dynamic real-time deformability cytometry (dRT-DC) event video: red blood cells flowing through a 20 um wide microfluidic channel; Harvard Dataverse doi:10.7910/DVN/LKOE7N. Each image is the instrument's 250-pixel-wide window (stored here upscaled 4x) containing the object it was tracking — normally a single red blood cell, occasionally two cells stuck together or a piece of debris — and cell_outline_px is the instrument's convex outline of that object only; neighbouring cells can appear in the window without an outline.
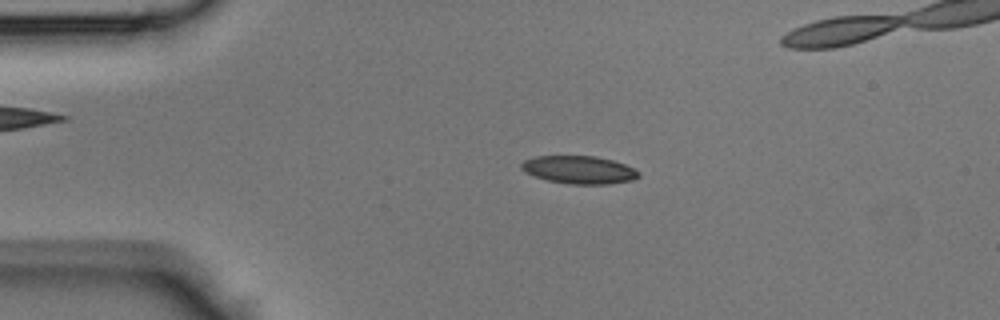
{"species": "Egyptian fruit bat (a non-hibernating species)", "species_latin": "Rousettus aegyptiacus", "temperature_condition": "room temperature", "stored_images_in_passage": 44, "camera_frame_rate_fps": 3000, "um_per_image_px": 0.085, "animal": {"sex": "male"}, "frame": {"image": 1, "passage_image": 9, "time_ms": 2.667, "image_size_px": [1000, 320], "cell_outline_px": [[640, 176], [632, 180], [608, 184], [568, 184], [548, 180], [524, 172], [520, 168], [520, 164], [524, 160], [536, 156], [596, 156], [612, 160], [624, 164], [640, 172]], "centroid_in_image_um": [49.21, 14.43], "position_along_channel_um": 35.8, "area_um2": 19.02}}
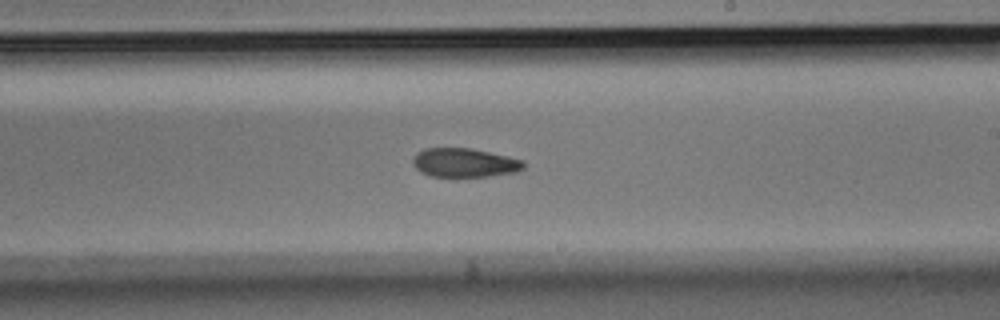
{"frame": {"image": 2, "passage_image": 25, "time_ms": 8.0, "image_size_px": [1000, 320], "cell_outline_px": [[524, 168], [516, 172], [488, 176], [428, 176], [420, 172], [412, 164], [412, 160], [416, 152], [424, 148], [468, 148], [508, 156], [524, 160]], "centroid_in_image_um": [39.45, 13.83], "position_along_channel_um": 249.6, "area_um2": 18.67}}
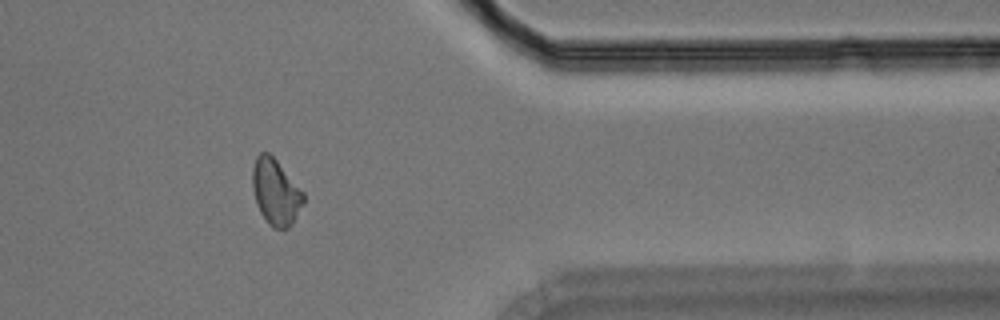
{"frame": {"image": 3, "passage_image": 35, "time_ms": 11.333, "image_size_px": [1000, 320], "cell_outline_px": [[304, 200], [292, 224], [288, 228], [272, 228], [268, 224], [260, 212], [256, 204], [252, 188], [252, 168], [256, 156], [260, 152], [268, 152], [276, 160], [304, 192]], "centroid_in_image_um": [23.41, 16.32], "position_along_channel_um": 388.0, "area_um2": 19.54}}